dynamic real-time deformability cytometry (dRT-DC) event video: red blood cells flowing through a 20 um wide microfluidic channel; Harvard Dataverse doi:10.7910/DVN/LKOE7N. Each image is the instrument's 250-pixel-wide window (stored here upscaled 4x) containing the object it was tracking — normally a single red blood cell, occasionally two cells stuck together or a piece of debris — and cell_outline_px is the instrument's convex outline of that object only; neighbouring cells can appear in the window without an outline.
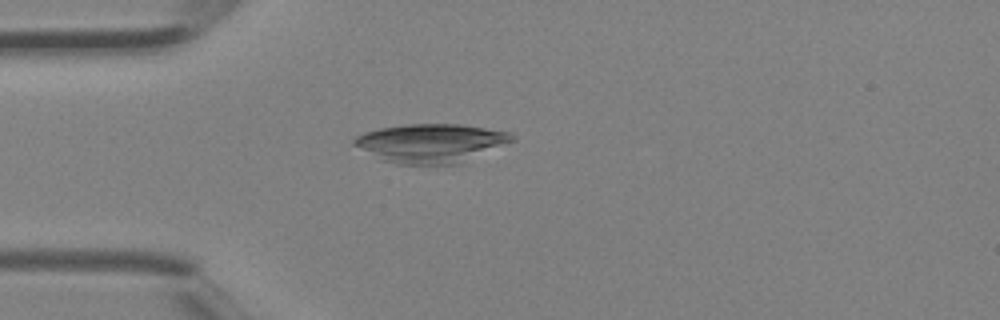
{"species": "Egyptian fruit bat (a non-hibernating species)", "species_latin": "Rousettus aegyptiacus", "temperature_condition": "room temperature", "stored_images_in_passage": 3, "camera_frame_rate_fps": 3000, "um_per_image_px": 0.085, "animal": {"sex": "female"}, "frame": {"image": 1, "passage_image": 3, "time_ms": 0.667, "image_size_px": [1000, 320], "cell_outline_px": [[516, 140], [464, 164], [396, 164], [380, 160], [352, 144], [352, 140], [356, 136], [364, 132], [380, 128], [408, 124], [460, 124], [512, 132], [516, 136]], "centroid_in_image_um": [36.69, 12.18], "position_along_channel_um": 48.3, "area_um2": 36.36}}